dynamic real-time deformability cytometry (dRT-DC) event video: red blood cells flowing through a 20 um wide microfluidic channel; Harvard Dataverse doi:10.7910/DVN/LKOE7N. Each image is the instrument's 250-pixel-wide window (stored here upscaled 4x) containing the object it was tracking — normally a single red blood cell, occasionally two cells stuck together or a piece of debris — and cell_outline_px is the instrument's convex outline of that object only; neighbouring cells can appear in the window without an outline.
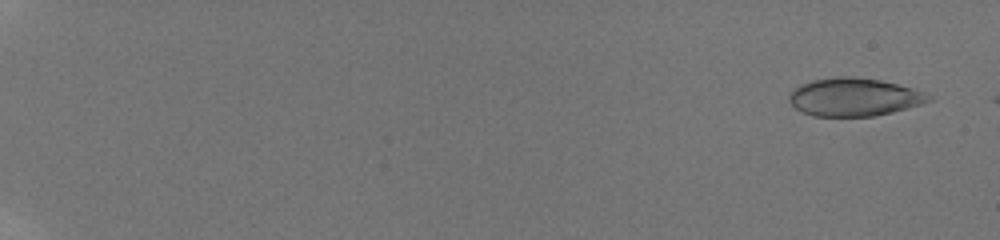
{"species": "human", "species_latin": "Homo sapiens", "temperature_condition": "room temperature", "stored_images_in_passage": 19, "camera_frame_rate_fps": 3000, "um_per_image_px": 0.085, "donor": {"sex": "male"}, "frame": {"image": 1, "passage_image": 3, "time_ms": 0.667, "image_size_px": [1000, 240], "cell_outline_px": [[936, 100], [908, 108], [892, 112], [872, 116], [812, 116], [796, 108], [788, 100], [788, 96], [800, 84], [812, 80], [832, 76], [852, 76], [880, 80], [912, 88], [924, 92], [932, 96]], "centroid_in_image_um": [72.63, 8.24], "position_along_channel_um": 12.4, "area_um2": 31.04}}